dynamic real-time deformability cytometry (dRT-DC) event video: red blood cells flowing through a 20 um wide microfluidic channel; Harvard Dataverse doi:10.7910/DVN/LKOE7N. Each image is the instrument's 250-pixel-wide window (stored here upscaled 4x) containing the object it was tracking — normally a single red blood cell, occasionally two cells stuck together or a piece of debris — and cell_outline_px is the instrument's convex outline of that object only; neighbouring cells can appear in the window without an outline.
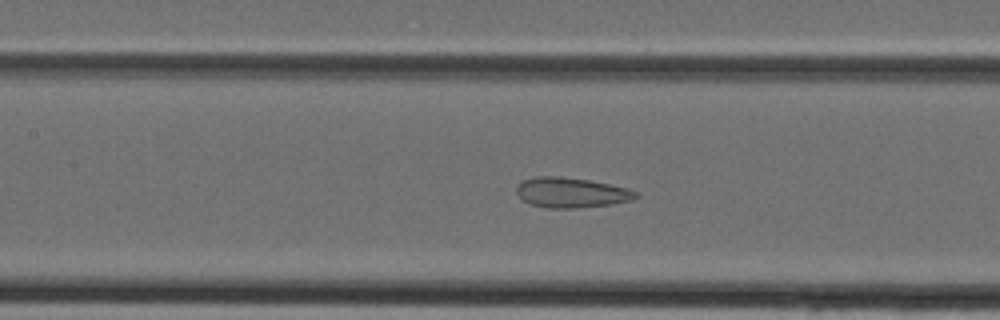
{"species": "Egyptian fruit bat (a non-hibernating species)", "species_latin": "Rousettus aegyptiacus", "temperature_condition": "cold", "stored_images_in_passage": 38, "camera_frame_rate_fps": 3000, "um_per_image_px": 0.085, "animal": {"sex": "female"}, "frame": {"image": 1, "passage_image": 17, "time_ms": 5.333, "image_size_px": [1000, 320], "cell_outline_px": [[640, 192], [632, 200], [612, 204], [576, 208], [548, 208], [532, 204], [524, 200], [516, 192], [516, 188], [524, 180], [536, 176], [560, 176], [588, 180], [628, 188]], "centroid_in_image_um": [48.58, 16.37], "position_along_channel_um": 158.8, "area_um2": 20.75}}
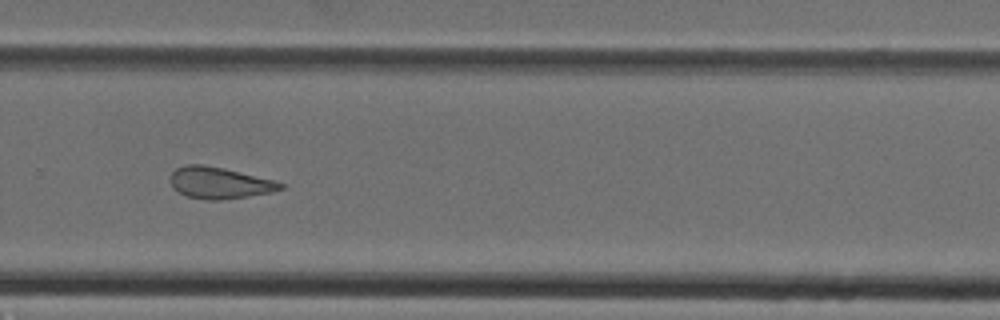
{"frame": {"image": 2, "passage_image": 26, "time_ms": 8.333, "image_size_px": [1000, 320], "cell_outline_px": [[284, 188], [272, 192], [248, 196], [220, 200], [208, 200], [188, 196], [172, 188], [168, 180], [172, 172], [176, 168], [184, 164], [204, 164], [224, 168], [272, 180], [284, 184]], "centroid_in_image_um": [18.59, 15.53], "position_along_channel_um": 311.2, "area_um2": 20.23}}
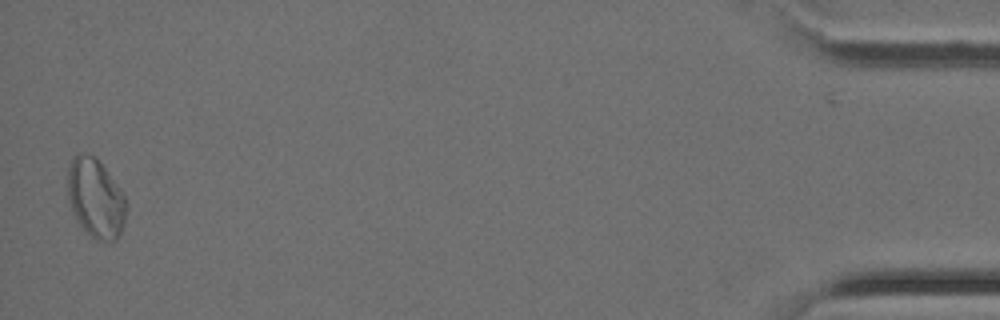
{"frame": {"image": 3, "passage_image": 38, "time_ms": 12.333, "image_size_px": [1000, 320], "cell_outline_px": [[128, 204], [124, 224], [120, 236], [116, 240], [96, 240], [80, 224], [68, 200], [68, 168], [72, 160], [80, 152], [92, 156], [104, 168], [116, 184], [124, 196]], "centroid_in_image_um": [8.15, 16.88], "position_along_channel_um": 427.0, "area_um2": 26.41}}